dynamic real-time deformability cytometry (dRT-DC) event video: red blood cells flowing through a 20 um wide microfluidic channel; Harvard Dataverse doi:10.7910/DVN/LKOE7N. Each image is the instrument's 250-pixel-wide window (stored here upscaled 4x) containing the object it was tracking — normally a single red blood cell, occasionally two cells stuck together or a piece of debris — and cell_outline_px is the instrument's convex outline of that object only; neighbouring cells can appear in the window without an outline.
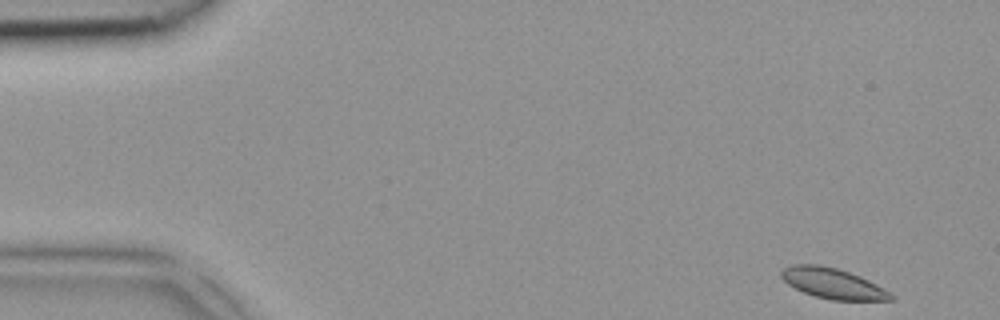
{"species": "common noctule bat (a hibernating species)", "species_latin": "Nyctalus noctula", "temperature_condition": "room temperature", "stored_images_in_passage": 4, "camera_frame_rate_fps": 3000, "um_per_image_px": 0.085, "animal": {"sex": "female", "body_mass_g": 18.4}, "frame": {"image": 1, "passage_image": 1, "time_ms": 0.0, "image_size_px": [1000, 320], "cell_outline_px": [[896, 296], [892, 300], [832, 300], [816, 296], [804, 292], [788, 284], [780, 276], [780, 272], [784, 268], [792, 264], [820, 264], [836, 268], [860, 276], [876, 284]], "centroid_in_image_um": [70.78, 24.08], "position_along_channel_um": 14.2, "area_um2": 19.31}}
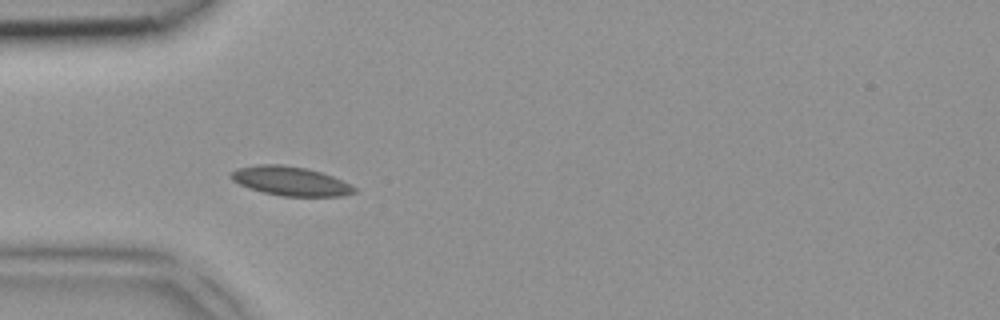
{"frame": {"image": 2, "passage_image": 4, "time_ms": 1.0, "image_size_px": [1000, 320], "cell_outline_px": [[356, 192], [344, 196], [280, 196], [248, 188], [232, 180], [228, 176], [236, 168], [260, 164], [280, 164], [304, 168], [320, 172], [332, 176], [356, 188]], "centroid_in_image_um": [24.65, 15.39], "position_along_channel_um": 60.3, "area_um2": 20.75}}